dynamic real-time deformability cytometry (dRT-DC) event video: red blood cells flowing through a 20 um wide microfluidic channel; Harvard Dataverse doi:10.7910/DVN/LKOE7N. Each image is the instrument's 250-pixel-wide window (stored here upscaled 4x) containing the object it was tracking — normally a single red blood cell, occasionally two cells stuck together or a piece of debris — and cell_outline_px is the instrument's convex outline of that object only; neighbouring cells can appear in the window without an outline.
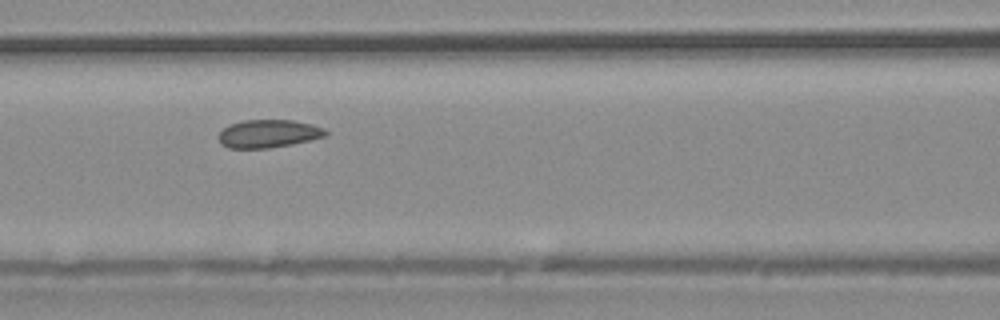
{"species": "common noctule bat (a hibernating species)", "species_latin": "Nyctalus noctula", "temperature_condition": "warm", "stored_images_in_passage": 19, "camera_frame_rate_fps": 3000, "um_per_image_px": 0.085, "animal": {"sex": "male", "body_mass_g": 20.4}, "frame": {"image": 1, "passage_image": 9, "time_ms": 2.667, "image_size_px": [1000, 320], "cell_outline_px": [[328, 136], [292, 144], [268, 148], [228, 148], [220, 144], [216, 136], [228, 124], [244, 120], [292, 120], [312, 124], [324, 128], [328, 132]], "centroid_in_image_um": [22.8, 11.36], "position_along_channel_um": 143.8, "area_um2": 17.69}}